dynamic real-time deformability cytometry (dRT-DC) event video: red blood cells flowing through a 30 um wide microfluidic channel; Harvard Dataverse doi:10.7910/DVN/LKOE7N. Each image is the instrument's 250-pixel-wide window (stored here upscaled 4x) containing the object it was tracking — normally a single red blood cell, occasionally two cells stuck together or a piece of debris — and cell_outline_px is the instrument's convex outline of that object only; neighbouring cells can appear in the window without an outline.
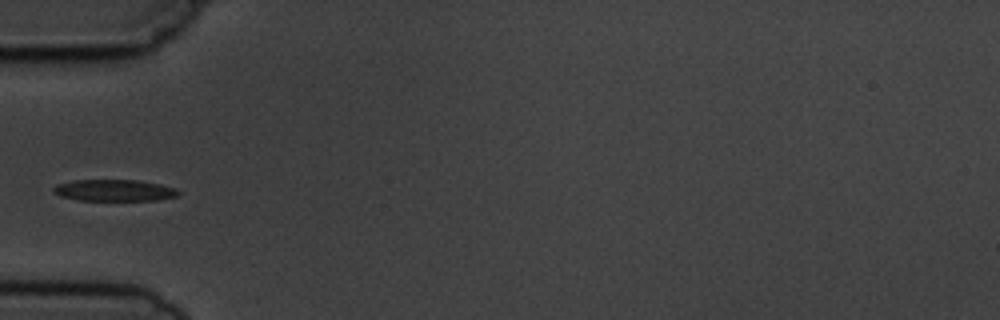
{"species": "common noctule bat (a hibernating species)", "species_latin": "Nyctalus noctula", "temperature_condition": "cold", "stored_images_in_passage": 1, "camera_frame_rate_fps": 3000, "um_per_image_px": 0.085, "animal": {"sex": "male", "body_mass_g": 19.5, "forearm_length_mm": 54.6}, "frame": {"image": 1, "passage_image": 1, "time_ms": 0.0, "image_size_px": [1000, 320], "cell_outline_px": [[180, 192], [176, 196], [156, 200], [76, 200], [60, 196], [52, 192], [52, 188], [56, 184], [72, 180], [136, 180], [160, 184], [176, 188]], "centroid_in_image_um": [9.66, 16.17], "position_along_channel_um": 75.3, "area_um2": 15.72}}